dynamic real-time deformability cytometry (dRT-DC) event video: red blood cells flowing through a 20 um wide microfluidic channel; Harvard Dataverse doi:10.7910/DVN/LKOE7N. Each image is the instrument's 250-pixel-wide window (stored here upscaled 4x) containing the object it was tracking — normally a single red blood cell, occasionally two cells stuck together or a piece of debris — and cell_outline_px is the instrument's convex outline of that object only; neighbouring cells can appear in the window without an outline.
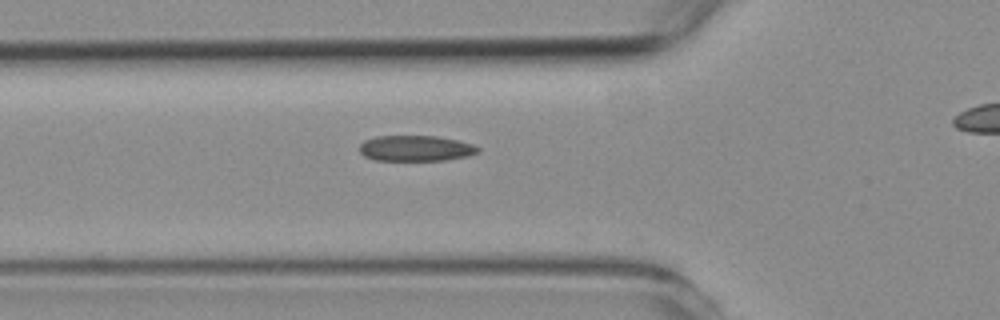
{"species": "common noctule bat (a hibernating species)", "species_latin": "Nyctalus noctula", "temperature_condition": "room temperature", "stored_images_in_passage": 33, "camera_frame_rate_fps": 3000, "um_per_image_px": 0.085, "animal": {"sex": "female", "body_mass_g": 19.3, "forearm_length_mm": 54.1}, "frame": {"image": 1, "passage_image": 5, "time_ms": 1.333, "image_size_px": [1000, 320], "cell_outline_px": [[480, 152], [468, 156], [444, 160], [372, 160], [364, 156], [360, 152], [360, 144], [364, 140], [376, 136], [436, 136], [456, 140], [472, 144], [480, 148]], "centroid_in_image_um": [35.32, 12.61], "position_along_channel_um": 90.5, "area_um2": 17.74}}
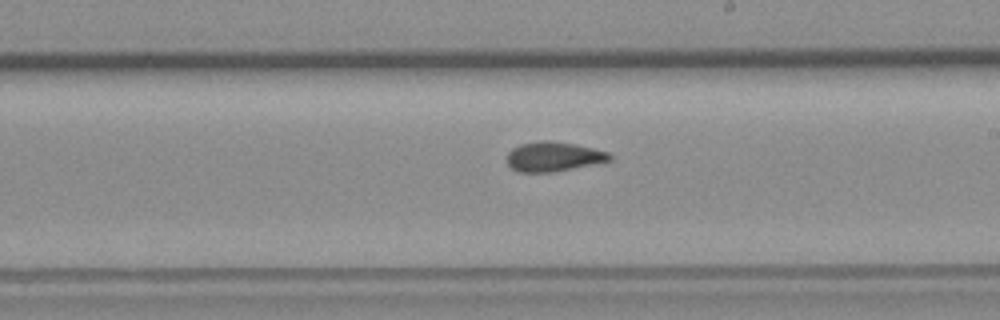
{"frame": {"image": 2, "passage_image": 17, "time_ms": 5.333, "image_size_px": [1000, 320], "cell_outline_px": [[612, 160], [556, 172], [520, 172], [512, 168], [508, 164], [508, 152], [512, 148], [520, 144], [540, 140], [552, 140], [576, 144], [608, 152], [612, 156]], "centroid_in_image_um": [47.05, 13.3], "position_along_channel_um": 241.9, "area_um2": 17.8}}
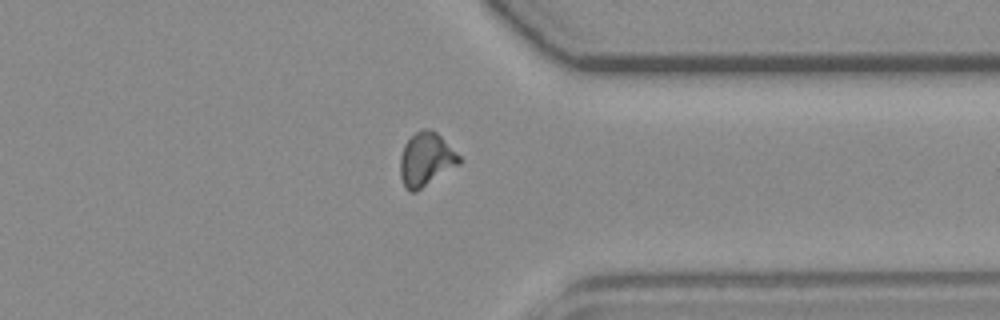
{"frame": {"image": 3, "passage_image": 28, "time_ms": 9.0, "image_size_px": [1000, 320], "cell_outline_px": [[460, 164], [416, 192], [408, 192], [404, 188], [400, 176], [400, 156], [404, 144], [420, 128], [428, 128], [436, 132], [460, 156]], "centroid_in_image_um": [36.18, 13.57], "position_along_channel_um": 375.2, "area_um2": 18.5}, "authors_computed_cell_mechanics": {"area_um2": 17.8024, "velocity_mm_per_s": 3.7792, "shape_relaxation_time_tau1_ms": 8.8007, "shape_relaxation_time_tau2_ms": 1.8502, "deformation_change_tau1": 0.199, "deformation_change_tau2": 0.0841}}